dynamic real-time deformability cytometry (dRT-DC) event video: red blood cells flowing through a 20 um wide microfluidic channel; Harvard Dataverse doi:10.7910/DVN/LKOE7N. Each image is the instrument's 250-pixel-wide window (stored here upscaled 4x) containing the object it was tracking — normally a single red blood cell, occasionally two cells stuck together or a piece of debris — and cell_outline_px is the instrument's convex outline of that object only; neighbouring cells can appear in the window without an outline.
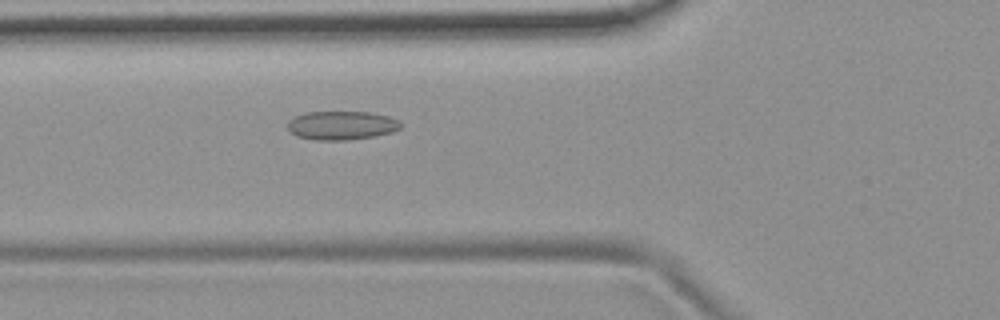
{"species": "common noctule bat (a hibernating species)", "species_latin": "Nyctalus noctula", "temperature_condition": "room temperature", "stored_images_in_passage": 54, "camera_frame_rate_fps": 3000, "um_per_image_px": 0.085, "animal": {"sex": "female", "body_mass_g": 19.9}, "frame": {"image": 1, "passage_image": 20, "time_ms": 6.333, "image_size_px": [1000, 320], "cell_outline_px": [[400, 128], [392, 132], [372, 136], [344, 140], [316, 140], [296, 136], [288, 128], [288, 120], [304, 112], [372, 112], [388, 116], [400, 120]], "centroid_in_image_um": [29.03, 10.65], "position_along_channel_um": 96.8, "area_um2": 18.84}}
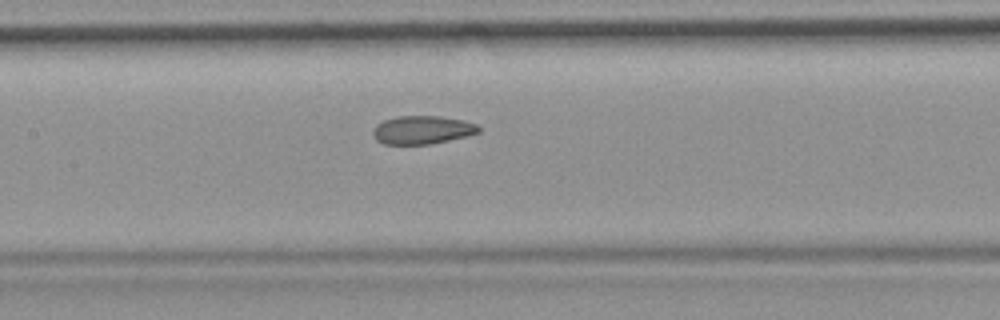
{"frame": {"image": 2, "passage_image": 26, "time_ms": 8.333, "image_size_px": [1000, 320], "cell_outline_px": [[480, 132], [432, 144], [384, 144], [376, 140], [372, 132], [376, 124], [384, 120], [396, 116], [440, 116], [464, 120], [476, 124], [480, 128]], "centroid_in_image_um": [35.87, 11.03], "position_along_channel_um": 171.5, "area_um2": 17.4}}
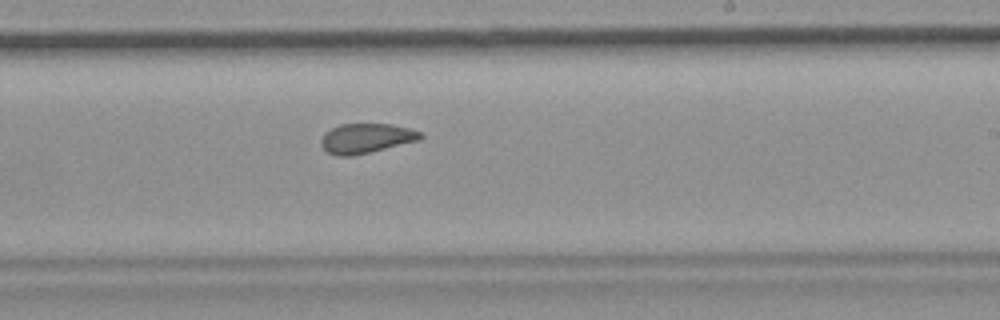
{"frame": {"image": 3, "passage_image": 33, "time_ms": 10.667, "image_size_px": [1000, 320], "cell_outline_px": [[424, 136], [420, 140], [352, 156], [336, 156], [328, 152], [320, 144], [320, 140], [324, 132], [340, 124], [392, 124], [408, 128], [420, 132]], "centroid_in_image_um": [31.1, 11.75], "position_along_channel_um": 257.9, "area_um2": 17.17}, "authors_computed_cell_mechanics": {"area_um2": 18.4671, "velocity_mm_per_s": 3.7209, "shape_relaxation_time_tau1_ms": null, "shape_relaxation_time_tau2_ms": 1.5832, "deformation_change_tau1": null, "deformation_change_tau2": 0.0689}}